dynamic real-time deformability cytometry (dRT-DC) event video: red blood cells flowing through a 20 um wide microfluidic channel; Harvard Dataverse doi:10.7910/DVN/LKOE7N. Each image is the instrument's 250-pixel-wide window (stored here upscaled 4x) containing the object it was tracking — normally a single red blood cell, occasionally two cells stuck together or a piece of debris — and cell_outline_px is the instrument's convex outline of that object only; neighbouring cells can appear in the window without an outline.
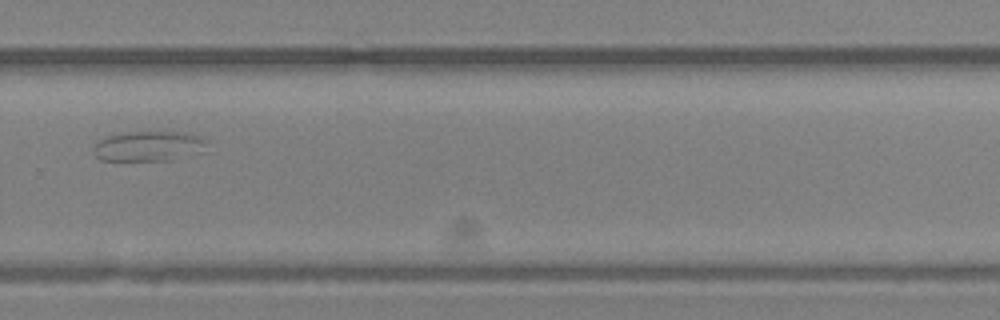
{"species": "Egyptian fruit bat (a non-hibernating species)", "species_latin": "Rousettus aegyptiacus", "temperature_condition": "room temperature", "stored_images_in_passage": 17, "camera_frame_rate_fps": 3000, "um_per_image_px": 0.085, "animal": {"sex": "female"}, "frame": {"image": 1, "passage_image": 15, "time_ms": 4.667, "image_size_px": [1000, 320], "cell_outline_px": [[208, 140], [172, 160], [100, 160], [96, 156], [96, 144], [104, 136], [124, 132], [192, 132], [204, 136]], "centroid_in_image_um": [12.5, 12.38], "position_along_channel_um": 317.3, "area_um2": 18.9}}
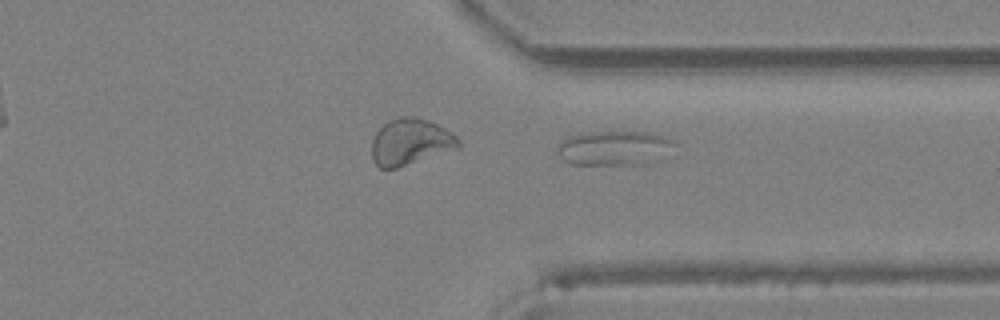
{"frame": {"image": 2, "passage_image": 17, "time_ms": 5.333, "image_size_px": [1000, 320], "cell_outline_px": [[676, 144], [636, 164], [568, 164], [560, 160], [556, 152], [556, 148], [568, 136], [580, 132], [652, 132], [676, 140]], "centroid_in_image_um": [52.0, 12.54], "position_along_channel_um": 359.4, "area_um2": 22.77}}